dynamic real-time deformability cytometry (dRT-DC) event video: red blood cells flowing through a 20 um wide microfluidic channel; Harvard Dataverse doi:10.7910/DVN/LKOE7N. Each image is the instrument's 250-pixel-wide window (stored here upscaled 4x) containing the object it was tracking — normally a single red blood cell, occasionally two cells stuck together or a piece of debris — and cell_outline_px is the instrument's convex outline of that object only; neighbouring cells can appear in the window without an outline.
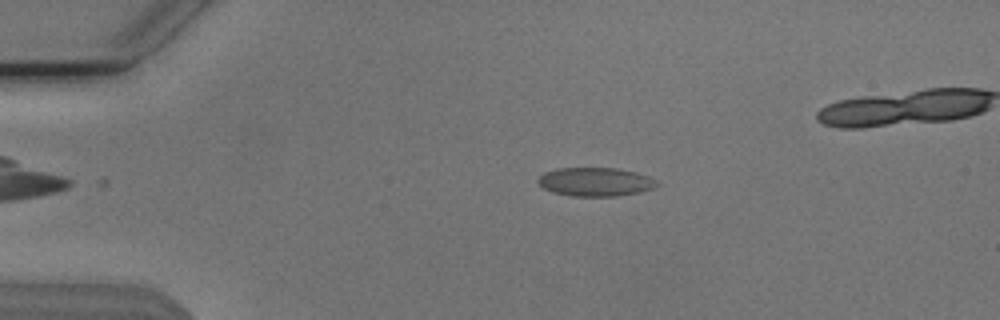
{"species": "Egyptian fruit bat (a non-hibernating species)", "species_latin": "Rousettus aegyptiacus", "temperature_condition": "cold", "stored_images_in_passage": 50, "camera_frame_rate_fps": 3000, "um_per_image_px": 0.085, "animal": {"sex": "male"}, "frame": {"image": 1, "passage_image": 11, "time_ms": 3.333, "image_size_px": [1000, 320], "cell_outline_px": [[660, 184], [656, 188], [640, 192], [616, 196], [568, 196], [552, 192], [544, 188], [536, 180], [544, 172], [560, 168], [616, 168], [636, 172], [648, 176], [656, 180]], "centroid_in_image_um": [50.63, 15.46], "position_along_channel_um": 34.4, "area_um2": 20.0}}
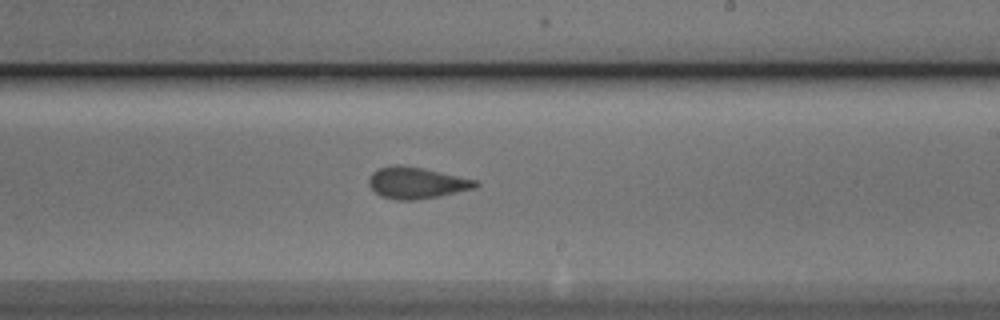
{"frame": {"image": 2, "passage_image": 32, "time_ms": 10.333, "image_size_px": [1000, 320], "cell_outline_px": [[480, 184], [476, 188], [440, 196], [416, 200], [396, 200], [380, 196], [368, 184], [368, 176], [376, 168], [396, 164], [424, 168], [476, 180]], "centroid_in_image_um": [35.38, 15.54], "position_along_channel_um": 253.6, "area_um2": 19.77}}
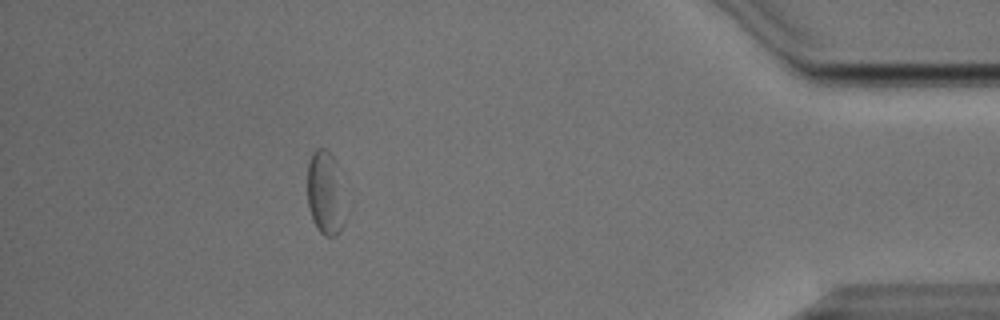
{"frame": {"image": 3, "passage_image": 48, "time_ms": 15.667, "image_size_px": [1000, 320], "cell_outline_px": [[344, 224], [336, 236], [324, 236], [316, 228], [312, 220], [308, 208], [308, 164], [312, 152], [316, 148], [328, 148], [332, 152], [336, 160], [344, 220]], "centroid_in_image_um": [27.61, 16.39], "position_along_channel_um": 407.6, "area_um2": 18.26}, "authors_computed_cell_mechanics": {"area_um2": 19.3341, "velocity_mm_per_s": 3.7991, "shape_relaxation_time_tau1_ms": null, "shape_relaxation_time_tau2_ms": 1.19, "deformation_change_tau1": null, "deformation_change_tau2": 0.069}}